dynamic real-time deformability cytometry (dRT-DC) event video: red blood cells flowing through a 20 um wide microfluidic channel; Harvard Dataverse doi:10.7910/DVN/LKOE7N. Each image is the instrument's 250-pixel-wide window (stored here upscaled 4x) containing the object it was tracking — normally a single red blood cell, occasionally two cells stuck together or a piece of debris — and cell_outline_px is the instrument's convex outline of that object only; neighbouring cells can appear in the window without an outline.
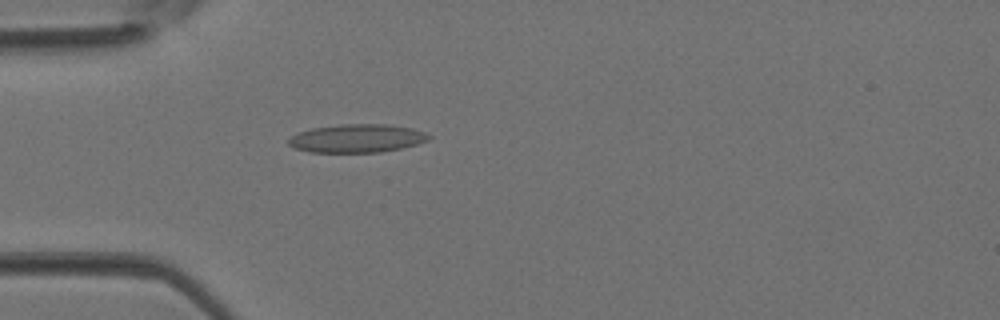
{"species": "Egyptian fruit bat (a non-hibernating species)", "species_latin": "Rousettus aegyptiacus", "temperature_condition": "room temperature", "stored_images_in_passage": 3, "camera_frame_rate_fps": 3000, "um_per_image_px": 0.085, "animal": {"sex": "female"}, "frame": {"image": 1, "passage_image": 3, "time_ms": 0.667, "image_size_px": [1000, 320], "cell_outline_px": [[432, 136], [428, 140], [416, 144], [400, 148], [380, 152], [308, 152], [296, 148], [288, 144], [288, 136], [312, 128], [340, 124], [388, 124], [412, 128], [424, 132]], "centroid_in_image_um": [30.32, 11.75], "position_along_channel_um": 54.7, "area_um2": 23.12}}